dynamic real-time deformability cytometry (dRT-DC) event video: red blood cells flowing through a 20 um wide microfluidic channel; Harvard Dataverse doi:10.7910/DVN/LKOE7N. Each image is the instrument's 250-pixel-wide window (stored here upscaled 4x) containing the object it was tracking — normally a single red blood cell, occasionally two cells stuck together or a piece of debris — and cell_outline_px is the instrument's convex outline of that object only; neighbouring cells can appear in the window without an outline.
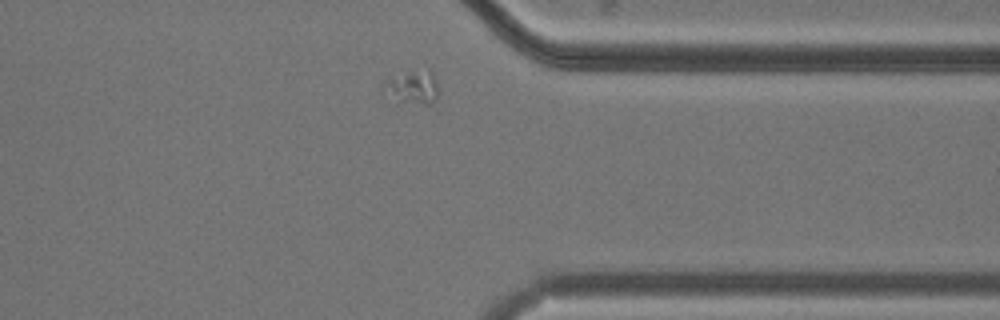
{"species": "common noctule bat (a hibernating species)", "species_latin": "Nyctalus noctula", "temperature_condition": "cold", "stored_images_in_passage": 33, "camera_frame_rate_fps": 3000, "um_per_image_px": 0.085, "animal": {"sex": "male", "body_mass_g": 20.5, "forearm_length_mm": 52.5}, "frame": {"image": 1, "passage_image": 28, "time_ms": 9.0, "image_size_px": [1000, 320], "cell_outline_px": [[436, 100], [428, 104], [396, 104], [380, 92], [380, 84], [384, 80], [432, 72], [436, 80]], "centroid_in_image_um": [34.91, 7.59], "position_along_channel_um": 376.5, "area_um2": 10.35}}